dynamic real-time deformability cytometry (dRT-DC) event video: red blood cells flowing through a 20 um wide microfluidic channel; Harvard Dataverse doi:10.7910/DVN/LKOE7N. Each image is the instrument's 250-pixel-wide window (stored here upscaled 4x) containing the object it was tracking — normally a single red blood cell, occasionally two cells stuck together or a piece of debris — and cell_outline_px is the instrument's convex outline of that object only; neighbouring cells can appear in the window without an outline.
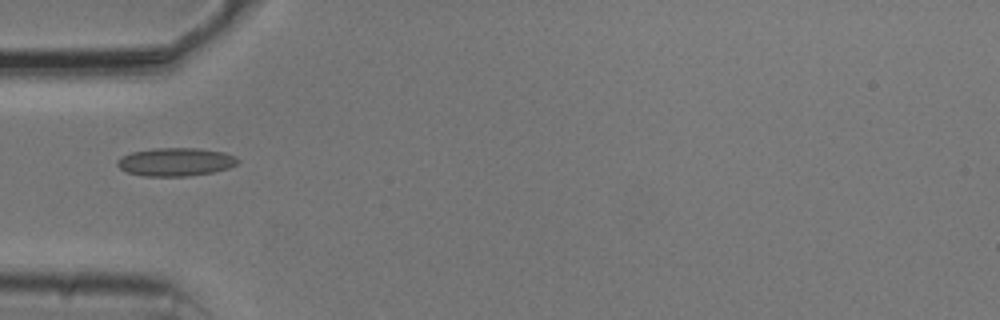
{"species": "common noctule bat (a hibernating species)", "species_latin": "Nyctalus noctula", "temperature_condition": "cold", "stored_images_in_passage": 3, "camera_frame_rate_fps": 3000, "um_per_image_px": 0.085, "animal": {"sex": "male", "body_mass_g": 20.5, "forearm_length_mm": 52.5}, "frame": {"image": 1, "passage_image": 1, "time_ms": 0.0, "image_size_px": [1000, 320], "cell_outline_px": [[240, 160], [236, 164], [228, 168], [212, 172], [188, 176], [144, 176], [128, 172], [120, 168], [116, 164], [116, 160], [120, 156], [132, 152], [156, 148], [200, 148], [224, 152], [236, 156]], "centroid_in_image_um": [14.93, 13.75], "position_along_channel_um": 70.1, "area_um2": 19.88}}